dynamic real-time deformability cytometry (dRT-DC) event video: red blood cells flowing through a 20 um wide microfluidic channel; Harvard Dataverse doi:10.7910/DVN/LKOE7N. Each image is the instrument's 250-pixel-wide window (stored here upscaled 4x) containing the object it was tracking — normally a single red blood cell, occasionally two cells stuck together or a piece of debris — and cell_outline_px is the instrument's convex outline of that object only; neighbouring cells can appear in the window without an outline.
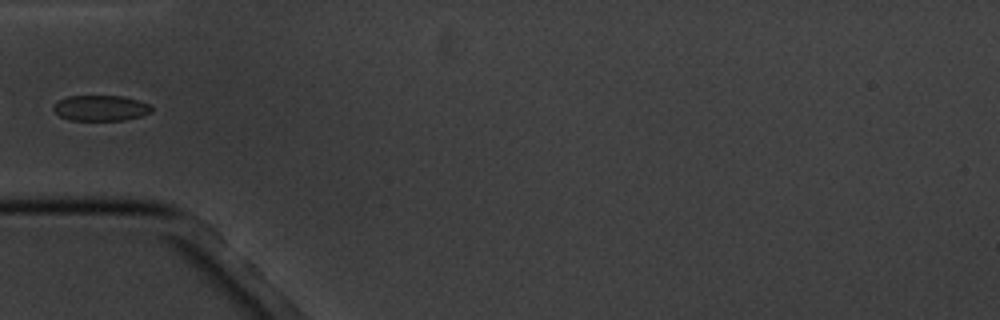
{"species": "common noctule bat (a hibernating species)", "species_latin": "Nyctalus noctula", "temperature_condition": "cold", "stored_images_in_passage": 4, "camera_frame_rate_fps": 3000, "um_per_image_px": 0.085, "animal": {"sex": "male", "body_mass_g": 20.1, "forearm_length_mm": 53.5}, "frame": {"image": 1, "passage_image": 4, "time_ms": 3.333, "image_size_px": [1000, 320], "cell_outline_px": [[152, 112], [140, 116], [124, 120], [68, 120], [60, 116], [52, 108], [60, 100], [68, 96], [120, 96], [140, 100], [148, 104], [152, 108]], "centroid_in_image_um": [8.57, 9.19], "position_along_channel_um": 76.4, "area_um2": 14.51}}